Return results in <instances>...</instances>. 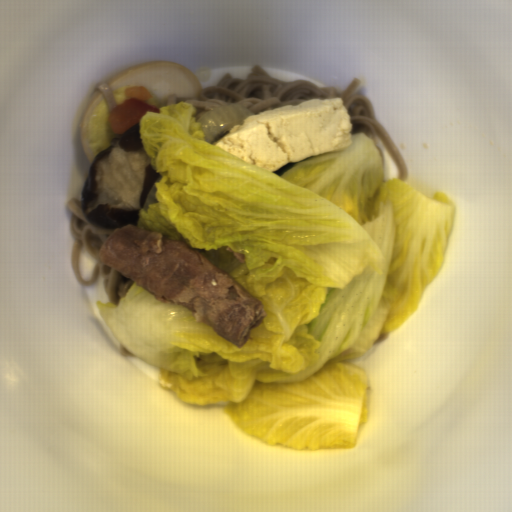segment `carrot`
<instances>
[{"label":"carrot","mask_w":512,"mask_h":512,"mask_svg":"<svg viewBox=\"0 0 512 512\" xmlns=\"http://www.w3.org/2000/svg\"><path fill=\"white\" fill-rule=\"evenodd\" d=\"M125 96L129 99L134 98L140 101H147L148 99L153 98L148 89L143 85H133L126 88Z\"/></svg>","instance_id":"b8716197"}]
</instances>
